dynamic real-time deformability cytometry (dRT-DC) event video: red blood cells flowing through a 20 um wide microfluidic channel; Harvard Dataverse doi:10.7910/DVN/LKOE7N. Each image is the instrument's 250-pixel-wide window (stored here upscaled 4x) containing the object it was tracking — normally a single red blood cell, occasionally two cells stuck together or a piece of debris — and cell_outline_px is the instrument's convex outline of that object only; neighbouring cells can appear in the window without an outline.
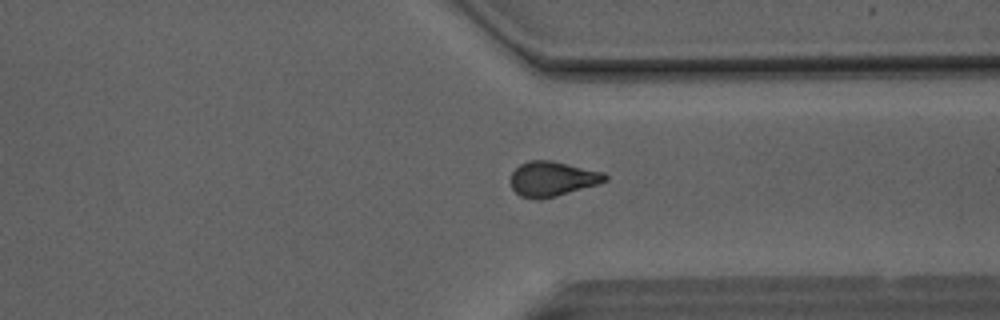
{"species": "Egyptian fruit bat (a non-hibernating species)", "species_latin": "Rousettus aegyptiacus", "temperature_condition": "room temperature", "stored_images_in_passage": 41, "camera_frame_rate_fps": 3000, "um_per_image_px": 0.085, "animal": {"sex": "male"}, "frame": {"image": 1, "passage_image": 31, "time_ms": 10.0, "image_size_px": [1000, 320], "cell_outline_px": [[608, 180], [600, 184], [556, 196], [540, 200], [536, 200], [520, 196], [512, 188], [512, 172], [520, 164], [528, 160], [552, 160], [604, 172], [608, 176]], "centroid_in_image_um": [46.98, 15.2], "position_along_channel_um": 364.4, "area_um2": 19.36}}
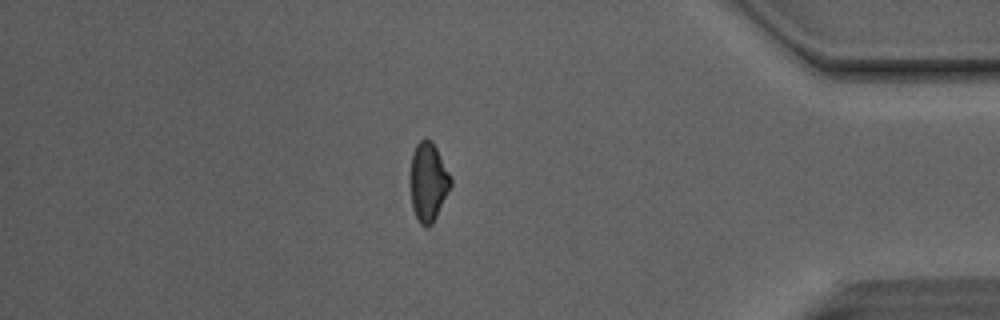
{"frame": {"image": 2, "passage_image": 36, "time_ms": 11.667, "image_size_px": [1000, 320], "cell_outline_px": [[452, 184], [432, 224], [428, 228], [420, 224], [412, 208], [412, 152], [416, 144], [424, 136], [432, 140], [452, 180]], "centroid_in_image_um": [36.41, 15.44], "position_along_channel_um": 398.8, "area_um2": 18.09}, "authors_computed_cell_mechanics": {"area_um2": 19.4208, "velocity_mm_per_s": 4.1596, "shape_relaxation_time_tau1_ms": null, "shape_relaxation_time_tau2_ms": 2.2642, "deformation_change_tau1": null, "deformation_change_tau2": 0.077}}